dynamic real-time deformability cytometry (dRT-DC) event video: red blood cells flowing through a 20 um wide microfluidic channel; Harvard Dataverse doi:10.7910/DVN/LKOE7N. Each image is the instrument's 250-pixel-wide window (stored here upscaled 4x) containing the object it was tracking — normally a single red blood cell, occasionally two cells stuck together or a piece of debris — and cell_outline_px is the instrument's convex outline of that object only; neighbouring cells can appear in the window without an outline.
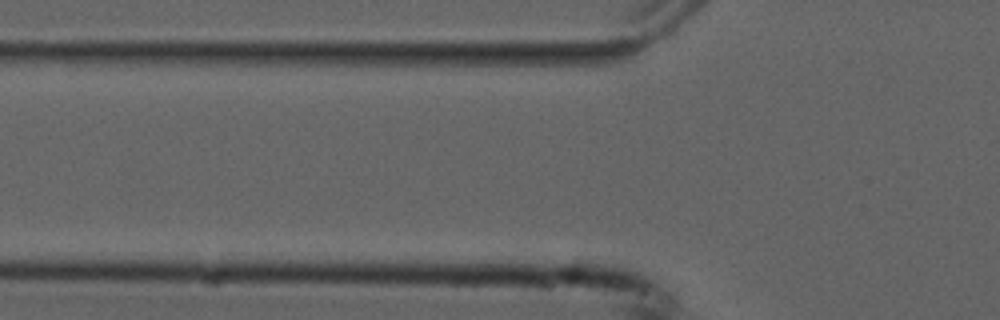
{"species": "common noctule bat (a hibernating species)", "species_latin": "Nyctalus noctula", "temperature_condition": "cold", "stored_images_in_passage": 5, "camera_frame_rate_fps": 3000, "um_per_image_px": 0.085, "animal": {"sex": "male", "forearm_length_mm": 52.5}, "frame": {"image": 1, "passage_image": 2, "time_ms": 0.333, "image_size_px": [1000, 320], "cell_outline_px": [[632, 52], [600, 64], [508, 72], [480, 72], [464, 64], [476, 56], [588, 52]], "centroid_in_image_um": [45.83, 5.2], "position_along_channel_um": 80.0, "area_um2": 15.61}}